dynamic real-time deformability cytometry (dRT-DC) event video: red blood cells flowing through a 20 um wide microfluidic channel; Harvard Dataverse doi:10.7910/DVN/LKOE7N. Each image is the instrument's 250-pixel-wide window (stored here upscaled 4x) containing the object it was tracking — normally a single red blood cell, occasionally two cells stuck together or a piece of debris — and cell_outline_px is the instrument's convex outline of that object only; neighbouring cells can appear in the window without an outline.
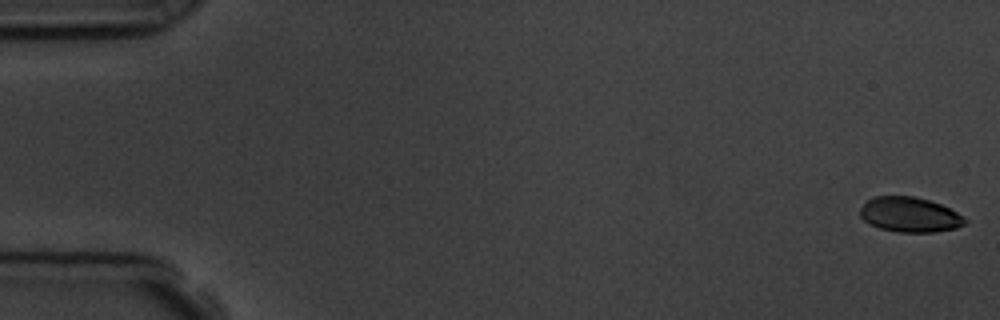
{"species": "common noctule bat (a hibernating species)", "species_latin": "Nyctalus noctula", "temperature_condition": "room temperature", "stored_images_in_passage": 5, "camera_frame_rate_fps": 3000, "um_per_image_px": 0.085, "animal": {"sex": "male", "body_mass_g": 19.5, "forearm_length_mm": 54.6}, "frame": {"image": 1, "passage_image": 1, "time_ms": 0.0, "image_size_px": [1000, 320], "cell_outline_px": [[968, 220], [964, 224], [956, 228], [936, 232], [900, 232], [880, 228], [864, 220], [860, 216], [860, 208], [872, 196], [916, 196], [940, 204], [964, 216]], "centroid_in_image_um": [77.34, 18.24], "position_along_channel_um": 7.7, "area_um2": 21.27}}